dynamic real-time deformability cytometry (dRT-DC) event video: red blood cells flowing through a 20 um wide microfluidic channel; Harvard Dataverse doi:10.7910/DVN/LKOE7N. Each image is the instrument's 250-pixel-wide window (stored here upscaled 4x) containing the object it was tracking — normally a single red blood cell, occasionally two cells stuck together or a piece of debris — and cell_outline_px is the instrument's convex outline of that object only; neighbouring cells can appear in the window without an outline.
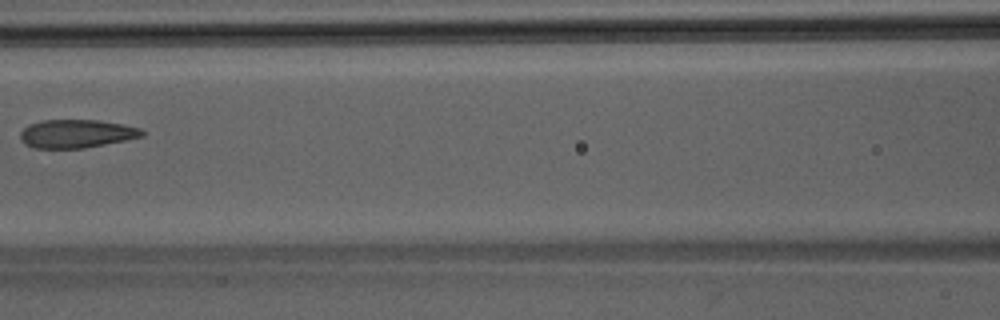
{"species": "Egyptian fruit bat (a non-hibernating species)", "species_latin": "Rousettus aegyptiacus", "temperature_condition": "room temperature", "stored_images_in_passage": 5, "camera_frame_rate_fps": 3000, "um_per_image_px": 0.085, "animal": {"sex": "male"}, "frame": {"image": 1, "passage_image": 5, "time_ms": 1.333, "image_size_px": [1000, 320], "cell_outline_px": [[144, 136], [84, 148], [32, 148], [24, 144], [20, 140], [20, 132], [28, 124], [40, 120], [100, 120], [140, 128], [144, 132]], "centroid_in_image_um": [6.44, 11.36], "position_along_channel_um": 160.2, "area_um2": 20.11}}